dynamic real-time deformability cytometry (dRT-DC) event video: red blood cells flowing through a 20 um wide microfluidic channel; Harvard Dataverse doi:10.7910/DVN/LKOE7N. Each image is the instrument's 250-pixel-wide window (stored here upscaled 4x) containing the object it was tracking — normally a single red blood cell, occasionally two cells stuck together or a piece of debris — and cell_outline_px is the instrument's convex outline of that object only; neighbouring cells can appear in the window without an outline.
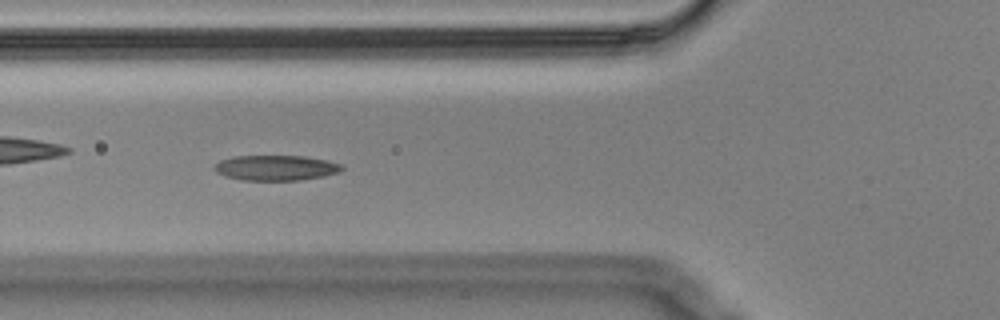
{"species": "Egyptian fruit bat (a non-hibernating species)", "species_latin": "Rousettus aegyptiacus", "temperature_condition": "cold", "stored_images_in_passage": 53, "camera_frame_rate_fps": 3000, "um_per_image_px": 0.085, "animal": {"sex": "male"}, "frame": {"image": 1, "passage_image": 16, "time_ms": 5.0, "image_size_px": [1000, 320], "cell_outline_px": [[344, 168], [340, 172], [324, 176], [300, 180], [240, 180], [216, 172], [212, 168], [220, 160], [232, 156], [304, 156], [328, 160], [344, 164]], "centroid_in_image_um": [23.49, 14.26], "position_along_channel_um": 102.3, "area_um2": 18.9}}
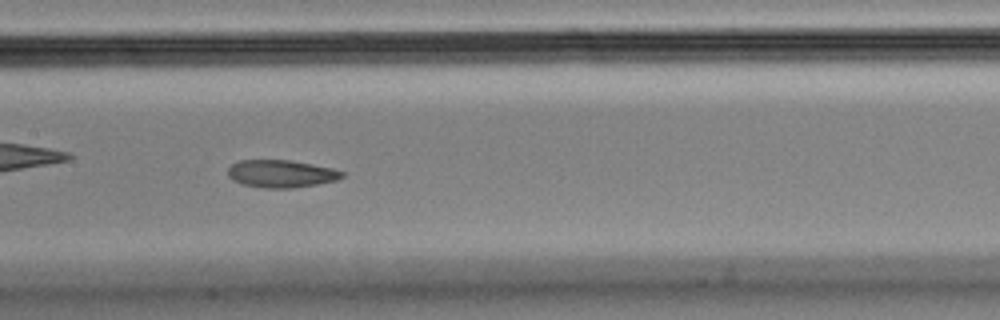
{"frame": {"image": 2, "passage_image": 23, "time_ms": 7.333, "image_size_px": [1000, 320], "cell_outline_px": [[344, 176], [336, 180], [316, 184], [292, 188], [264, 188], [244, 184], [232, 180], [228, 176], [228, 168], [232, 164], [240, 160], [288, 160], [312, 164], [332, 168], [344, 172]], "centroid_in_image_um": [23.88, 14.76], "position_along_channel_um": 183.5, "area_um2": 18.21}, "authors_computed_cell_mechanics": {"area_um2": 19.4786, "velocity_mm_per_s": 3.4591, "shape_relaxation_time_tau1_ms": null, "shape_relaxation_time_tau2_ms": 2.7541, "deformation_change_tau1": null, "deformation_change_tau2": 0.0806}}